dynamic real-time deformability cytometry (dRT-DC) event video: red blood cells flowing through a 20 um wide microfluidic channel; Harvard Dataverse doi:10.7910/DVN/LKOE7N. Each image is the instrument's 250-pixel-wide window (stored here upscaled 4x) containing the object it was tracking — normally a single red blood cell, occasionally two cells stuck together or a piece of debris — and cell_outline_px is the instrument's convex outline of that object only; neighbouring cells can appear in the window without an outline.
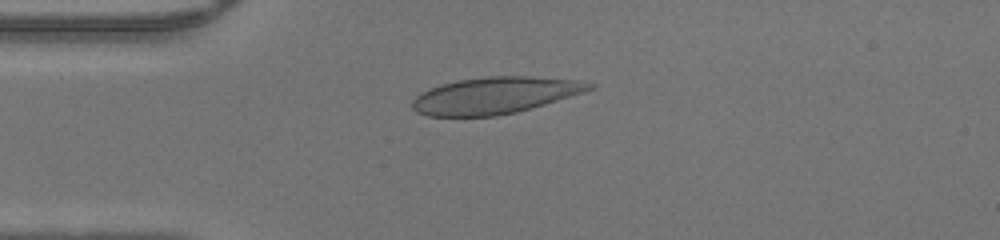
{"species": "human", "species_latin": "Homo sapiens", "temperature_condition": "warm", "stored_images_in_passage": 37, "camera_frame_rate_fps": 3000, "um_per_image_px": 0.085, "donor": {"sex": "male"}, "frame": {"image": 1, "passage_image": 2, "time_ms": 0.333, "image_size_px": [1000, 240], "cell_outline_px": [[596, 88], [584, 92], [544, 104], [516, 112], [496, 116], [428, 116], [416, 112], [412, 108], [412, 100], [416, 96], [432, 88], [456, 80], [488, 76], [528, 76], [576, 80], [596, 84]], "centroid_in_image_um": [42.08, 8.11], "position_along_channel_um": 42.9, "area_um2": 37.57}}
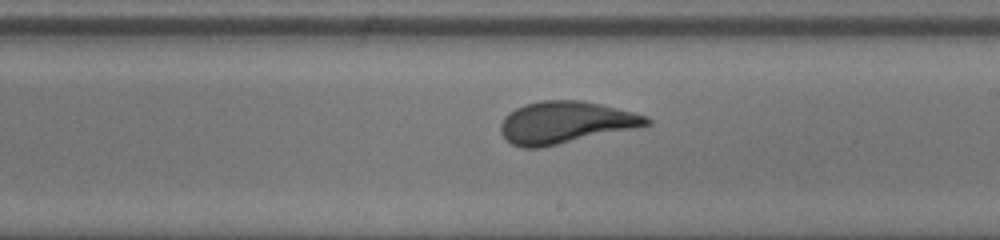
{"frame": {"image": 2, "passage_image": 17, "time_ms": 5.333, "image_size_px": [1000, 240], "cell_outline_px": [[652, 124], [540, 148], [520, 148], [512, 144], [500, 132], [500, 124], [504, 116], [508, 112], [516, 108], [540, 100], [580, 100], [600, 104], [648, 116], [652, 120]], "centroid_in_image_um": [48.03, 10.41], "position_along_channel_um": 241.0, "area_um2": 35.49}}
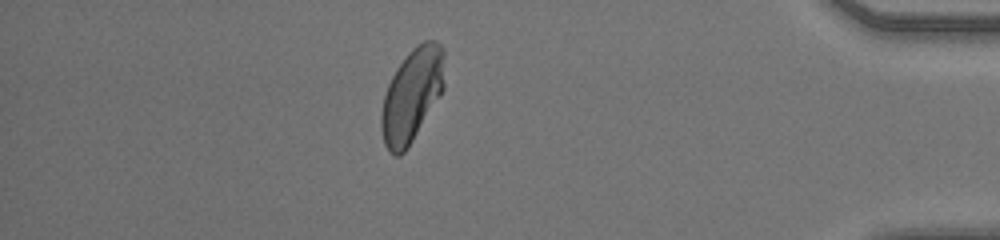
{"frame": {"image": 3, "passage_image": 31, "time_ms": 10.0, "image_size_px": [1000, 240], "cell_outline_px": [[444, 88], [440, 96], [408, 148], [400, 156], [396, 156], [388, 152], [384, 144], [380, 128], [380, 116], [384, 96], [388, 84], [396, 68], [408, 52], [416, 44], [424, 40], [436, 40], [444, 48]], "centroid_in_image_um": [35.01, 8.09], "position_along_channel_um": 400.2, "area_um2": 34.8}}